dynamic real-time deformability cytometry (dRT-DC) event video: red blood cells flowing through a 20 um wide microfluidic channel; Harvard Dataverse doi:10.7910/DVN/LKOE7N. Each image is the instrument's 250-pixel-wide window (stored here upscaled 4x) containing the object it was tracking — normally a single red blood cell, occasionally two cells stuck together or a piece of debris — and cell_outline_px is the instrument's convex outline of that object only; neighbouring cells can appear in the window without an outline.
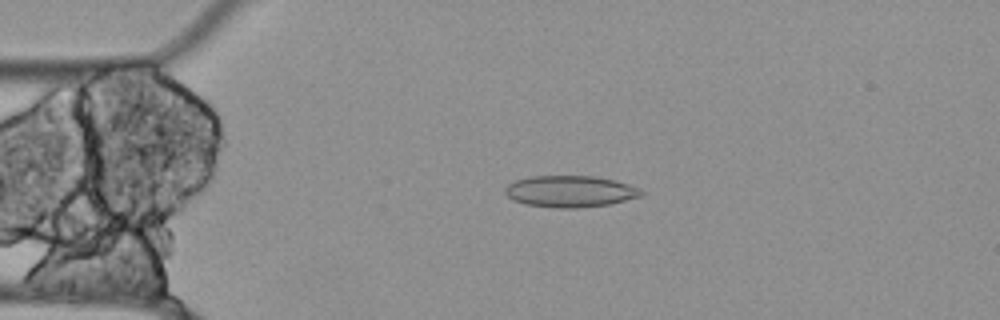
{"species": "Egyptian fruit bat (a non-hibernating species)", "species_latin": "Rousettus aegyptiacus", "temperature_condition": "cold", "stored_images_in_passage": 55, "camera_frame_rate_fps": 3000, "um_per_image_px": 0.085, "animal": {"sex": "female"}, "frame": {"image": 1, "passage_image": 12, "time_ms": 3.667, "image_size_px": [1000, 320], "cell_outline_px": [[644, 196], [612, 204], [576, 208], [556, 208], [524, 204], [512, 200], [504, 192], [504, 188], [512, 180], [532, 176], [592, 176], [612, 180], [628, 184], [644, 192]], "centroid_in_image_um": [48.43, 16.28], "position_along_channel_um": 36.6, "area_um2": 25.2}}
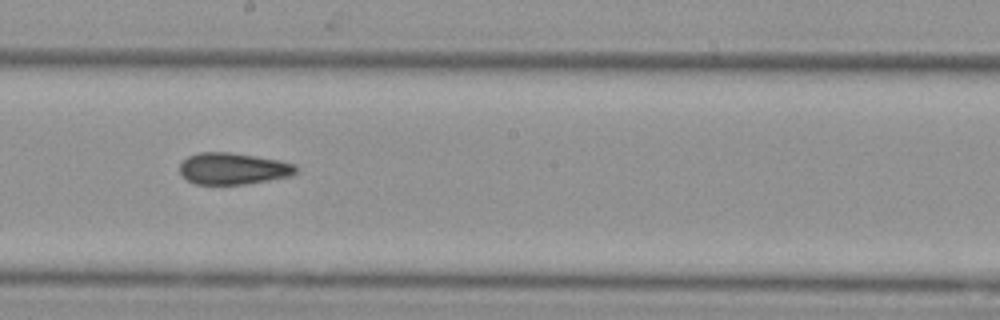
{"frame": {"image": 2, "passage_image": 30, "time_ms": 9.667, "image_size_px": [1000, 320], "cell_outline_px": [[296, 172], [292, 176], [244, 184], [196, 184], [188, 180], [180, 172], [180, 164], [188, 156], [200, 152], [228, 152], [256, 156], [280, 160], [296, 164]], "centroid_in_image_um": [19.83, 14.32], "position_along_channel_um": 228.4, "area_um2": 21.33}}
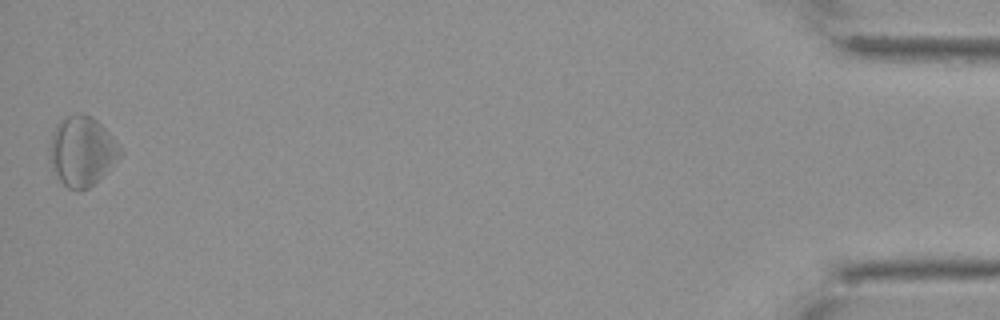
{"frame": {"image": 3, "passage_image": 55, "time_ms": 18.0, "image_size_px": [1000, 320], "cell_outline_px": [[124, 152], [88, 188], [80, 192], [76, 192], [68, 188], [56, 176], [52, 168], [48, 156], [48, 148], [52, 132], [60, 116], [76, 112], [84, 112], [92, 116], [100, 124]], "centroid_in_image_um": [6.88, 12.8], "position_along_channel_um": 428.3, "area_um2": 28.84}, "authors_computed_cell_mechanics": {"area_um2": 23.698, "velocity_mm_per_s": 3.5045, "shape_relaxation_time_tau1_ms": null, "shape_relaxation_time_tau2_ms": 6.4782, "deformation_change_tau1": null, "deformation_change_tau2": 0.1698}}